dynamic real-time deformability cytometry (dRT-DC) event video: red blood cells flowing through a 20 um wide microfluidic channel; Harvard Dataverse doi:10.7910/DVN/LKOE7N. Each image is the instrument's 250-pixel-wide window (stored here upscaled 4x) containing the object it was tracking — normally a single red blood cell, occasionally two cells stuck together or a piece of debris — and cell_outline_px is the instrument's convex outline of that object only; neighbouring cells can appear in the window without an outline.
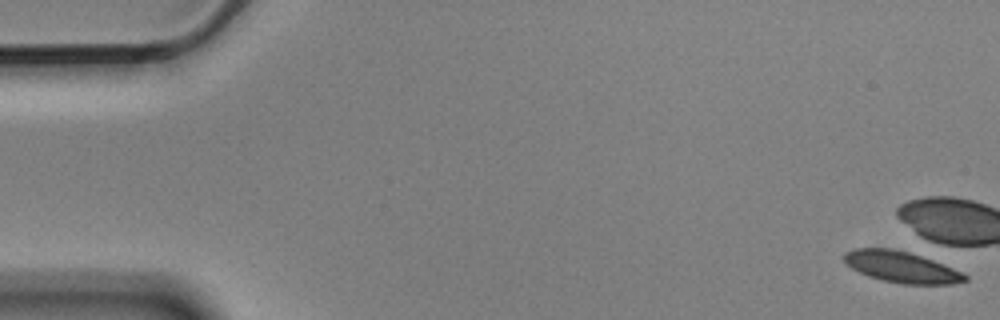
{"species": "Egyptian fruit bat (a non-hibernating species)", "species_latin": "Rousettus aegyptiacus", "temperature_condition": "cold", "stored_images_in_passage": 7, "camera_frame_rate_fps": 3000, "um_per_image_px": 0.085, "animal": {"sex": "male"}, "frame": {"image": 1, "passage_image": 1, "time_ms": 0.0, "image_size_px": [1000, 320], "cell_outline_px": [[968, 280], [952, 284], [904, 284], [884, 280], [868, 276], [852, 268], [844, 260], [844, 252], [856, 248], [892, 248], [908, 252], [932, 260], [952, 268], [968, 276]], "centroid_in_image_um": [76.61, 22.69], "position_along_channel_um": 8.4, "area_um2": 21.62}}